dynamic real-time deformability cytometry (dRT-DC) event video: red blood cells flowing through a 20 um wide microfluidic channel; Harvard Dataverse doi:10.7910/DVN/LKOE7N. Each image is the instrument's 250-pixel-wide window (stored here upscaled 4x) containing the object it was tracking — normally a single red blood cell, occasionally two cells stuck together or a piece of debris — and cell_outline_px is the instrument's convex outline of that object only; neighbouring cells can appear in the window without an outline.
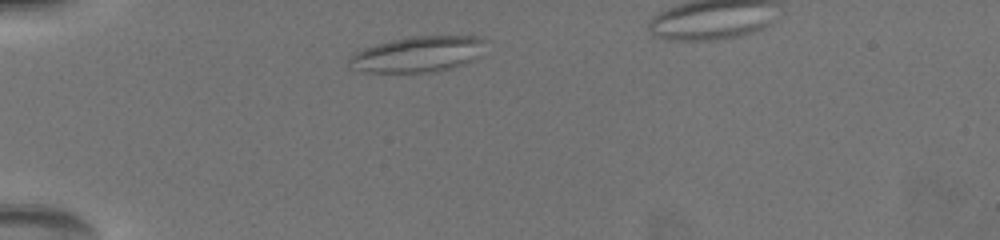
{"species": "common noctule bat (a hibernating species)", "species_latin": "Nyctalus noctula", "temperature_condition": "warm", "stored_images_in_passage": 9, "camera_frame_rate_fps": 3000, "um_per_image_px": 0.085, "animal": {"sex": "female", "body_mass_g": 19.5, "forearm_length_mm": 54.1}, "frame": {"image": 1, "passage_image": 2, "time_ms": 0.667, "image_size_px": [1000, 240], "cell_outline_px": [[484, 40], [476, 56], [472, 60], [448, 68], [416, 72], [364, 72], [348, 60], [356, 52], [364, 48], [376, 44], [392, 40], [412, 36], [476, 36]], "centroid_in_image_um": [35.48, 4.58], "position_along_channel_um": 49.5, "area_um2": 27.11}}
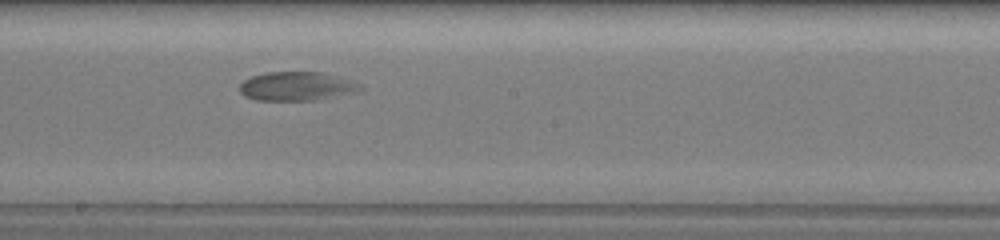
{"frame": {"image": 2, "passage_image": 7, "time_ms": 6.333, "image_size_px": [1000, 240], "cell_outline_px": [[364, 88], [360, 92], [316, 100], [256, 100], [244, 96], [240, 92], [240, 84], [244, 80], [252, 76], [268, 72], [320, 72], [352, 80], [360, 84]], "centroid_in_image_um": [25.26, 7.34], "position_along_channel_um": 222.9, "area_um2": 20.4}}
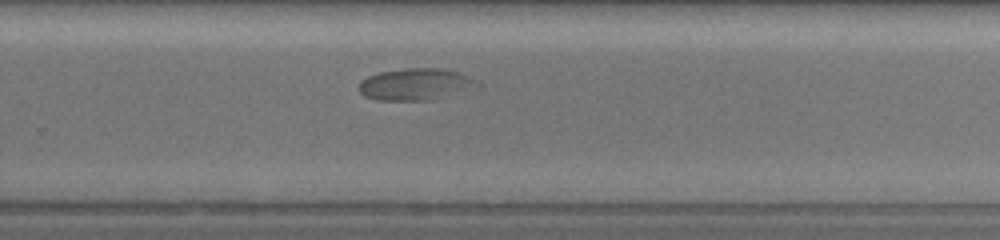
{"frame": {"image": 3, "passage_image": 9, "time_ms": 8.333, "image_size_px": [1000, 240], "cell_outline_px": [[480, 84], [432, 100], [376, 100], [364, 96], [360, 92], [360, 80], [368, 76], [380, 72], [404, 68], [444, 68], [480, 80]], "centroid_in_image_um": [35.27, 7.15], "position_along_channel_um": 294.5, "area_um2": 21.62}}